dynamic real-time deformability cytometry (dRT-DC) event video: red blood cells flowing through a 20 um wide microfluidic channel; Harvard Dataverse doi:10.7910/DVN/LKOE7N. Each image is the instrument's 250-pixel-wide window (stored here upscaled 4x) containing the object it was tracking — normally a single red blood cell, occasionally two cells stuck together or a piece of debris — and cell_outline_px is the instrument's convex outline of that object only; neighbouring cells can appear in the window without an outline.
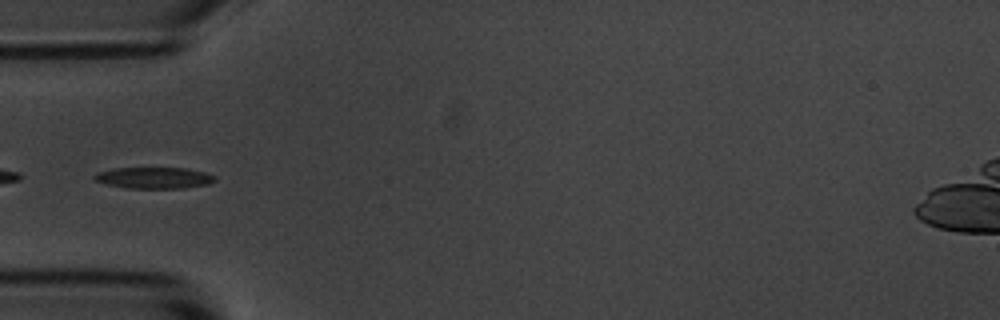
{"species": "common noctule bat (a hibernating species)", "species_latin": "Nyctalus noctula", "temperature_condition": "room temperature", "stored_images_in_passage": 7, "segment_of_instrument_passage": [2, 2], "camera_frame_rate_fps": 3000, "um_per_image_px": 0.085, "animal": {"sex": "male", "body_mass_g": 20.1, "forearm_length_mm": 53.5}, "frame": {"image": 1, "passage_image": 6, "time_ms": 5.667, "image_size_px": [1000, 320], "cell_outline_px": [[216, 180], [208, 184], [184, 188], [128, 188], [108, 184], [96, 180], [92, 176], [96, 172], [112, 168], [188, 168], [204, 172], [216, 176]], "centroid_in_image_um": [13.11, 15.11], "position_along_channel_um": 71.9, "area_um2": 14.97}}